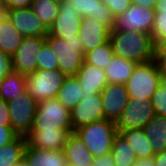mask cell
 Instances as JSON below:
<instances>
[{
    "instance_id": "f6af8a7d",
    "label": "cell",
    "mask_w": 166,
    "mask_h": 166,
    "mask_svg": "<svg viewBox=\"0 0 166 166\" xmlns=\"http://www.w3.org/2000/svg\"><path fill=\"white\" fill-rule=\"evenodd\" d=\"M160 86L166 88V71L162 70V67L160 75Z\"/></svg>"
},
{
    "instance_id": "4dcf8cb0",
    "label": "cell",
    "mask_w": 166,
    "mask_h": 166,
    "mask_svg": "<svg viewBox=\"0 0 166 166\" xmlns=\"http://www.w3.org/2000/svg\"><path fill=\"white\" fill-rule=\"evenodd\" d=\"M36 60L37 69L51 71L58 69V59L46 42L43 43Z\"/></svg>"
},
{
    "instance_id": "1f68e13d",
    "label": "cell",
    "mask_w": 166,
    "mask_h": 166,
    "mask_svg": "<svg viewBox=\"0 0 166 166\" xmlns=\"http://www.w3.org/2000/svg\"><path fill=\"white\" fill-rule=\"evenodd\" d=\"M151 36L156 47L166 41V11H155Z\"/></svg>"
},
{
    "instance_id": "603a6c76",
    "label": "cell",
    "mask_w": 166,
    "mask_h": 166,
    "mask_svg": "<svg viewBox=\"0 0 166 166\" xmlns=\"http://www.w3.org/2000/svg\"><path fill=\"white\" fill-rule=\"evenodd\" d=\"M56 99L70 111L83 99L82 87L76 76L65 78Z\"/></svg>"
},
{
    "instance_id": "7c38bea8",
    "label": "cell",
    "mask_w": 166,
    "mask_h": 166,
    "mask_svg": "<svg viewBox=\"0 0 166 166\" xmlns=\"http://www.w3.org/2000/svg\"><path fill=\"white\" fill-rule=\"evenodd\" d=\"M70 122L73 131L77 128L104 120L101 94L87 95L70 111Z\"/></svg>"
},
{
    "instance_id": "d6986e66",
    "label": "cell",
    "mask_w": 166,
    "mask_h": 166,
    "mask_svg": "<svg viewBox=\"0 0 166 166\" xmlns=\"http://www.w3.org/2000/svg\"><path fill=\"white\" fill-rule=\"evenodd\" d=\"M23 160L27 166H68L63 150L25 147Z\"/></svg>"
},
{
    "instance_id": "44dd1931",
    "label": "cell",
    "mask_w": 166,
    "mask_h": 166,
    "mask_svg": "<svg viewBox=\"0 0 166 166\" xmlns=\"http://www.w3.org/2000/svg\"><path fill=\"white\" fill-rule=\"evenodd\" d=\"M136 65L137 63L135 61L114 55L108 66L104 69L108 84L125 85Z\"/></svg>"
},
{
    "instance_id": "4fadbf2b",
    "label": "cell",
    "mask_w": 166,
    "mask_h": 166,
    "mask_svg": "<svg viewBox=\"0 0 166 166\" xmlns=\"http://www.w3.org/2000/svg\"><path fill=\"white\" fill-rule=\"evenodd\" d=\"M6 17L24 37H46L48 28L32 8L6 10Z\"/></svg>"
},
{
    "instance_id": "2e32d148",
    "label": "cell",
    "mask_w": 166,
    "mask_h": 166,
    "mask_svg": "<svg viewBox=\"0 0 166 166\" xmlns=\"http://www.w3.org/2000/svg\"><path fill=\"white\" fill-rule=\"evenodd\" d=\"M67 130H31L25 137L26 147H36L48 150H63L70 134Z\"/></svg>"
},
{
    "instance_id": "7402d4cb",
    "label": "cell",
    "mask_w": 166,
    "mask_h": 166,
    "mask_svg": "<svg viewBox=\"0 0 166 166\" xmlns=\"http://www.w3.org/2000/svg\"><path fill=\"white\" fill-rule=\"evenodd\" d=\"M68 165H85L93 162L94 157L86 148L84 142L72 132L63 149Z\"/></svg>"
},
{
    "instance_id": "c3c4849f",
    "label": "cell",
    "mask_w": 166,
    "mask_h": 166,
    "mask_svg": "<svg viewBox=\"0 0 166 166\" xmlns=\"http://www.w3.org/2000/svg\"><path fill=\"white\" fill-rule=\"evenodd\" d=\"M68 166H94V164H93V162H91L90 164H85V165H79V164H77V165H68Z\"/></svg>"
},
{
    "instance_id": "9a60e30c",
    "label": "cell",
    "mask_w": 166,
    "mask_h": 166,
    "mask_svg": "<svg viewBox=\"0 0 166 166\" xmlns=\"http://www.w3.org/2000/svg\"><path fill=\"white\" fill-rule=\"evenodd\" d=\"M110 29L98 19L83 17L78 37L87 53L109 40Z\"/></svg>"
},
{
    "instance_id": "d4e9b609",
    "label": "cell",
    "mask_w": 166,
    "mask_h": 166,
    "mask_svg": "<svg viewBox=\"0 0 166 166\" xmlns=\"http://www.w3.org/2000/svg\"><path fill=\"white\" fill-rule=\"evenodd\" d=\"M146 136L154 150L160 153L166 149V118L154 115L149 123L144 127Z\"/></svg>"
},
{
    "instance_id": "74e56055",
    "label": "cell",
    "mask_w": 166,
    "mask_h": 166,
    "mask_svg": "<svg viewBox=\"0 0 166 166\" xmlns=\"http://www.w3.org/2000/svg\"><path fill=\"white\" fill-rule=\"evenodd\" d=\"M0 126H11L7 101L0 99Z\"/></svg>"
},
{
    "instance_id": "7a4b0ae2",
    "label": "cell",
    "mask_w": 166,
    "mask_h": 166,
    "mask_svg": "<svg viewBox=\"0 0 166 166\" xmlns=\"http://www.w3.org/2000/svg\"><path fill=\"white\" fill-rule=\"evenodd\" d=\"M74 133L84 142L94 158L111 153L115 136L118 134L115 121L104 119L83 125Z\"/></svg>"
},
{
    "instance_id": "8992f818",
    "label": "cell",
    "mask_w": 166,
    "mask_h": 166,
    "mask_svg": "<svg viewBox=\"0 0 166 166\" xmlns=\"http://www.w3.org/2000/svg\"><path fill=\"white\" fill-rule=\"evenodd\" d=\"M66 77L58 69L52 71L37 69L26 76V90L37 103L53 99L56 98Z\"/></svg>"
},
{
    "instance_id": "681fc988",
    "label": "cell",
    "mask_w": 166,
    "mask_h": 166,
    "mask_svg": "<svg viewBox=\"0 0 166 166\" xmlns=\"http://www.w3.org/2000/svg\"><path fill=\"white\" fill-rule=\"evenodd\" d=\"M53 1H56V2H58V3H61V2L64 1V0H53Z\"/></svg>"
},
{
    "instance_id": "e0dca14e",
    "label": "cell",
    "mask_w": 166,
    "mask_h": 166,
    "mask_svg": "<svg viewBox=\"0 0 166 166\" xmlns=\"http://www.w3.org/2000/svg\"><path fill=\"white\" fill-rule=\"evenodd\" d=\"M75 76L82 87L83 98L100 93L108 84L104 70L85 62Z\"/></svg>"
},
{
    "instance_id": "ac0fdd59",
    "label": "cell",
    "mask_w": 166,
    "mask_h": 166,
    "mask_svg": "<svg viewBox=\"0 0 166 166\" xmlns=\"http://www.w3.org/2000/svg\"><path fill=\"white\" fill-rule=\"evenodd\" d=\"M70 6L79 11L81 17L98 19L110 30L114 26L115 17L101 0H69Z\"/></svg>"
},
{
    "instance_id": "f35d334b",
    "label": "cell",
    "mask_w": 166,
    "mask_h": 166,
    "mask_svg": "<svg viewBox=\"0 0 166 166\" xmlns=\"http://www.w3.org/2000/svg\"><path fill=\"white\" fill-rule=\"evenodd\" d=\"M93 164L94 166H116L112 159L111 153L94 158Z\"/></svg>"
},
{
    "instance_id": "e575fe53",
    "label": "cell",
    "mask_w": 166,
    "mask_h": 166,
    "mask_svg": "<svg viewBox=\"0 0 166 166\" xmlns=\"http://www.w3.org/2000/svg\"><path fill=\"white\" fill-rule=\"evenodd\" d=\"M12 71H14L12 57L7 54H4L0 50V80L5 78Z\"/></svg>"
},
{
    "instance_id": "d6a6232c",
    "label": "cell",
    "mask_w": 166,
    "mask_h": 166,
    "mask_svg": "<svg viewBox=\"0 0 166 166\" xmlns=\"http://www.w3.org/2000/svg\"><path fill=\"white\" fill-rule=\"evenodd\" d=\"M150 102L154 108L155 115L166 118V88L159 85L151 97Z\"/></svg>"
},
{
    "instance_id": "ba28073f",
    "label": "cell",
    "mask_w": 166,
    "mask_h": 166,
    "mask_svg": "<svg viewBox=\"0 0 166 166\" xmlns=\"http://www.w3.org/2000/svg\"><path fill=\"white\" fill-rule=\"evenodd\" d=\"M154 17V9L131 4L123 14L115 18L111 31H138L151 35Z\"/></svg>"
},
{
    "instance_id": "484cf974",
    "label": "cell",
    "mask_w": 166,
    "mask_h": 166,
    "mask_svg": "<svg viewBox=\"0 0 166 166\" xmlns=\"http://www.w3.org/2000/svg\"><path fill=\"white\" fill-rule=\"evenodd\" d=\"M26 91V76L12 71L0 80V99L4 101L18 99Z\"/></svg>"
},
{
    "instance_id": "7bdbcfd3",
    "label": "cell",
    "mask_w": 166,
    "mask_h": 166,
    "mask_svg": "<svg viewBox=\"0 0 166 166\" xmlns=\"http://www.w3.org/2000/svg\"><path fill=\"white\" fill-rule=\"evenodd\" d=\"M155 11H166V0H157L154 7Z\"/></svg>"
},
{
    "instance_id": "277c9868",
    "label": "cell",
    "mask_w": 166,
    "mask_h": 166,
    "mask_svg": "<svg viewBox=\"0 0 166 166\" xmlns=\"http://www.w3.org/2000/svg\"><path fill=\"white\" fill-rule=\"evenodd\" d=\"M45 42L58 59V70L66 76H75L84 63V49L79 37L61 39L47 35Z\"/></svg>"
},
{
    "instance_id": "30bf717a",
    "label": "cell",
    "mask_w": 166,
    "mask_h": 166,
    "mask_svg": "<svg viewBox=\"0 0 166 166\" xmlns=\"http://www.w3.org/2000/svg\"><path fill=\"white\" fill-rule=\"evenodd\" d=\"M83 17L79 11L70 6L69 0L60 3V10L52 25L48 28V34L61 39H73L78 37Z\"/></svg>"
},
{
    "instance_id": "5bb4252c",
    "label": "cell",
    "mask_w": 166,
    "mask_h": 166,
    "mask_svg": "<svg viewBox=\"0 0 166 166\" xmlns=\"http://www.w3.org/2000/svg\"><path fill=\"white\" fill-rule=\"evenodd\" d=\"M104 118L117 121L129 102L125 85L110 83L100 92Z\"/></svg>"
},
{
    "instance_id": "60d3db41",
    "label": "cell",
    "mask_w": 166,
    "mask_h": 166,
    "mask_svg": "<svg viewBox=\"0 0 166 166\" xmlns=\"http://www.w3.org/2000/svg\"><path fill=\"white\" fill-rule=\"evenodd\" d=\"M154 166H166V149L153 157Z\"/></svg>"
},
{
    "instance_id": "cb8c5ba5",
    "label": "cell",
    "mask_w": 166,
    "mask_h": 166,
    "mask_svg": "<svg viewBox=\"0 0 166 166\" xmlns=\"http://www.w3.org/2000/svg\"><path fill=\"white\" fill-rule=\"evenodd\" d=\"M24 36L11 24L6 15L0 21V50L13 56Z\"/></svg>"
},
{
    "instance_id": "3957f363",
    "label": "cell",
    "mask_w": 166,
    "mask_h": 166,
    "mask_svg": "<svg viewBox=\"0 0 166 166\" xmlns=\"http://www.w3.org/2000/svg\"><path fill=\"white\" fill-rule=\"evenodd\" d=\"M161 66L157 58L137 63L125 87L129 99L150 100L160 85Z\"/></svg>"
},
{
    "instance_id": "5b68a950",
    "label": "cell",
    "mask_w": 166,
    "mask_h": 166,
    "mask_svg": "<svg viewBox=\"0 0 166 166\" xmlns=\"http://www.w3.org/2000/svg\"><path fill=\"white\" fill-rule=\"evenodd\" d=\"M70 115V110L56 98L38 102L31 130L73 131Z\"/></svg>"
},
{
    "instance_id": "9c48e42d",
    "label": "cell",
    "mask_w": 166,
    "mask_h": 166,
    "mask_svg": "<svg viewBox=\"0 0 166 166\" xmlns=\"http://www.w3.org/2000/svg\"><path fill=\"white\" fill-rule=\"evenodd\" d=\"M155 115L150 100L129 99L121 116L115 122L118 133L124 130L144 128Z\"/></svg>"
},
{
    "instance_id": "8d00e7d4",
    "label": "cell",
    "mask_w": 166,
    "mask_h": 166,
    "mask_svg": "<svg viewBox=\"0 0 166 166\" xmlns=\"http://www.w3.org/2000/svg\"><path fill=\"white\" fill-rule=\"evenodd\" d=\"M33 0H3L5 10L30 8Z\"/></svg>"
},
{
    "instance_id": "8fae6325",
    "label": "cell",
    "mask_w": 166,
    "mask_h": 166,
    "mask_svg": "<svg viewBox=\"0 0 166 166\" xmlns=\"http://www.w3.org/2000/svg\"><path fill=\"white\" fill-rule=\"evenodd\" d=\"M45 37H24L12 56L13 70L25 76L37 70V55L41 50Z\"/></svg>"
},
{
    "instance_id": "6da1fadb",
    "label": "cell",
    "mask_w": 166,
    "mask_h": 166,
    "mask_svg": "<svg viewBox=\"0 0 166 166\" xmlns=\"http://www.w3.org/2000/svg\"><path fill=\"white\" fill-rule=\"evenodd\" d=\"M114 54L136 63H145L157 58V47L152 36L138 31H110Z\"/></svg>"
},
{
    "instance_id": "ee69618b",
    "label": "cell",
    "mask_w": 166,
    "mask_h": 166,
    "mask_svg": "<svg viewBox=\"0 0 166 166\" xmlns=\"http://www.w3.org/2000/svg\"><path fill=\"white\" fill-rule=\"evenodd\" d=\"M132 166H154V163L152 159L140 160L135 162Z\"/></svg>"
},
{
    "instance_id": "b9f144b4",
    "label": "cell",
    "mask_w": 166,
    "mask_h": 166,
    "mask_svg": "<svg viewBox=\"0 0 166 166\" xmlns=\"http://www.w3.org/2000/svg\"><path fill=\"white\" fill-rule=\"evenodd\" d=\"M131 4L142 5L154 9L157 0H130Z\"/></svg>"
},
{
    "instance_id": "ffe728a7",
    "label": "cell",
    "mask_w": 166,
    "mask_h": 166,
    "mask_svg": "<svg viewBox=\"0 0 166 166\" xmlns=\"http://www.w3.org/2000/svg\"><path fill=\"white\" fill-rule=\"evenodd\" d=\"M120 134L130 144L138 161L153 159L155 153L145 134L144 128L124 130Z\"/></svg>"
},
{
    "instance_id": "7dc6e473",
    "label": "cell",
    "mask_w": 166,
    "mask_h": 166,
    "mask_svg": "<svg viewBox=\"0 0 166 166\" xmlns=\"http://www.w3.org/2000/svg\"><path fill=\"white\" fill-rule=\"evenodd\" d=\"M12 166H27V164L24 160H22L20 163L12 165Z\"/></svg>"
},
{
    "instance_id": "83f0119b",
    "label": "cell",
    "mask_w": 166,
    "mask_h": 166,
    "mask_svg": "<svg viewBox=\"0 0 166 166\" xmlns=\"http://www.w3.org/2000/svg\"><path fill=\"white\" fill-rule=\"evenodd\" d=\"M111 156L116 166H132L138 161L130 144L120 133L115 136Z\"/></svg>"
},
{
    "instance_id": "bcb514c9",
    "label": "cell",
    "mask_w": 166,
    "mask_h": 166,
    "mask_svg": "<svg viewBox=\"0 0 166 166\" xmlns=\"http://www.w3.org/2000/svg\"><path fill=\"white\" fill-rule=\"evenodd\" d=\"M5 15H6V10L3 7V5L0 4V21L3 19Z\"/></svg>"
},
{
    "instance_id": "f546056e",
    "label": "cell",
    "mask_w": 166,
    "mask_h": 166,
    "mask_svg": "<svg viewBox=\"0 0 166 166\" xmlns=\"http://www.w3.org/2000/svg\"><path fill=\"white\" fill-rule=\"evenodd\" d=\"M31 8L38 18L49 28L60 10V3L53 0H33Z\"/></svg>"
},
{
    "instance_id": "4316f807",
    "label": "cell",
    "mask_w": 166,
    "mask_h": 166,
    "mask_svg": "<svg viewBox=\"0 0 166 166\" xmlns=\"http://www.w3.org/2000/svg\"><path fill=\"white\" fill-rule=\"evenodd\" d=\"M26 138L17 136L10 143L0 147V166H12L20 163L24 158Z\"/></svg>"
},
{
    "instance_id": "d590c367",
    "label": "cell",
    "mask_w": 166,
    "mask_h": 166,
    "mask_svg": "<svg viewBox=\"0 0 166 166\" xmlns=\"http://www.w3.org/2000/svg\"><path fill=\"white\" fill-rule=\"evenodd\" d=\"M17 136L11 126H0V147L10 143Z\"/></svg>"
},
{
    "instance_id": "836d02e7",
    "label": "cell",
    "mask_w": 166,
    "mask_h": 166,
    "mask_svg": "<svg viewBox=\"0 0 166 166\" xmlns=\"http://www.w3.org/2000/svg\"><path fill=\"white\" fill-rule=\"evenodd\" d=\"M111 11L116 18L123 14L130 6V0H101Z\"/></svg>"
},
{
    "instance_id": "f1b7e54d",
    "label": "cell",
    "mask_w": 166,
    "mask_h": 166,
    "mask_svg": "<svg viewBox=\"0 0 166 166\" xmlns=\"http://www.w3.org/2000/svg\"><path fill=\"white\" fill-rule=\"evenodd\" d=\"M114 55L111 41L107 40L95 49L85 53L84 62L104 70Z\"/></svg>"
},
{
    "instance_id": "ab89813d",
    "label": "cell",
    "mask_w": 166,
    "mask_h": 166,
    "mask_svg": "<svg viewBox=\"0 0 166 166\" xmlns=\"http://www.w3.org/2000/svg\"><path fill=\"white\" fill-rule=\"evenodd\" d=\"M157 59L162 70L166 71V41L157 47Z\"/></svg>"
},
{
    "instance_id": "52a82bcc",
    "label": "cell",
    "mask_w": 166,
    "mask_h": 166,
    "mask_svg": "<svg viewBox=\"0 0 166 166\" xmlns=\"http://www.w3.org/2000/svg\"><path fill=\"white\" fill-rule=\"evenodd\" d=\"M12 130L26 137L32 129L38 103L26 90L18 99L7 101Z\"/></svg>"
}]
</instances>
